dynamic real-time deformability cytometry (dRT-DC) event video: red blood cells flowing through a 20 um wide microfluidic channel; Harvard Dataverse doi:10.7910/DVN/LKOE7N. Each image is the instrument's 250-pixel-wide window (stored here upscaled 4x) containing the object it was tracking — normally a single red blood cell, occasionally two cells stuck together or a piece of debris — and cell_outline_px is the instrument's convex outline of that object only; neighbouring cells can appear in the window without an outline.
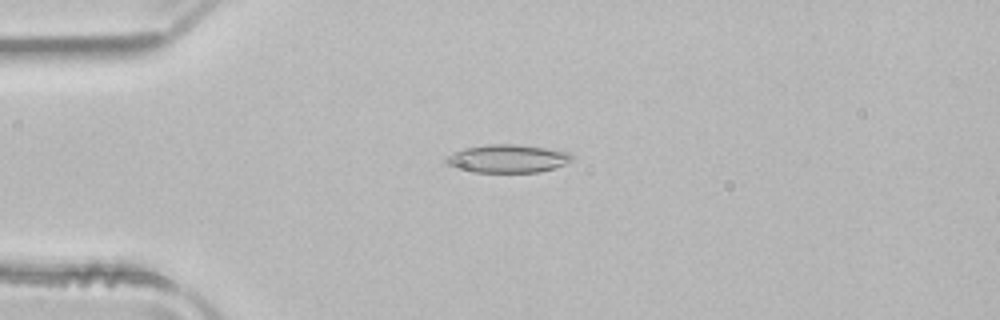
{"species": "common noctule bat (a hibernating species)", "species_latin": "Nyctalus noctula", "temperature_condition": "room temperature", "stored_images_in_passage": 47, "camera_frame_rate_fps": 3000, "um_per_image_px": 0.085, "animal": {"sex": "male", "body_mass_g": 21.5, "forearm_length_mm": 52.0}, "frame": {"image": 1, "passage_image": 8, "time_ms": 2.333, "image_size_px": [1000, 320], "cell_outline_px": [[572, 160], [564, 164], [552, 168], [536, 172], [472, 172], [452, 168], [444, 160], [448, 156], [464, 148], [488, 144], [516, 144], [572, 152]], "centroid_in_image_um": [43.12, 13.48], "position_along_channel_um": 41.9, "area_um2": 20.52}}
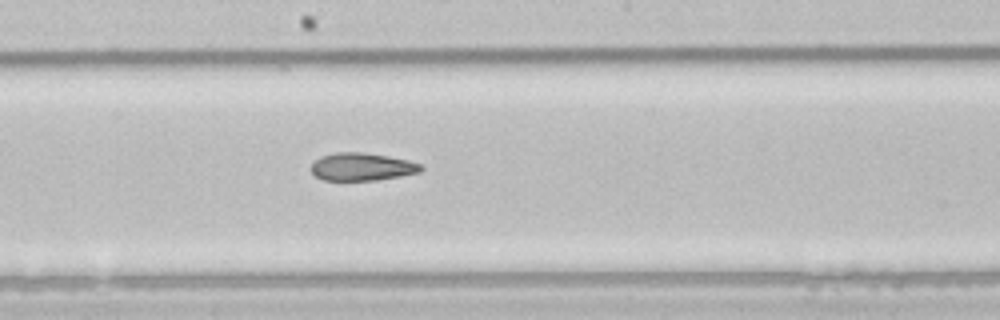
{"frame": {"image": 2, "passage_image": 23, "time_ms": 7.333, "image_size_px": [1000, 320], "cell_outline_px": [[424, 168], [420, 172], [400, 176], [376, 180], [324, 180], [316, 176], [312, 172], [312, 164], [320, 156], [336, 152], [360, 152], [388, 156], [408, 160], [420, 164]], "centroid_in_image_um": [30.77, 14.17], "position_along_channel_um": 217.4, "area_um2": 17.63}}
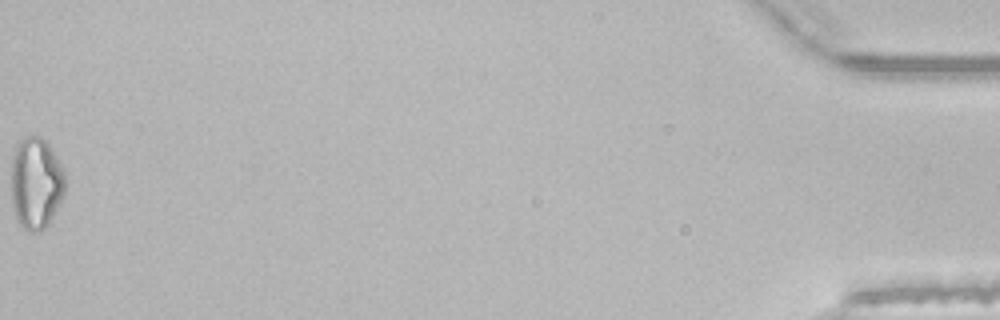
{"frame": {"image": 3, "passage_image": 47, "time_ms": 15.333, "image_size_px": [1000, 320], "cell_outline_px": [[64, 196], [48, 224], [40, 232], [28, 232], [16, 220], [12, 208], [12, 156], [16, 144], [24, 136], [40, 136], [52, 148], [64, 172]], "centroid_in_image_um": [3.04, 15.58], "position_along_channel_um": 432.2, "area_um2": 29.02}, "authors_computed_cell_mechanics": {"area_um2": 19.8832, "velocity_mm_per_s": 3.9793, "shape_relaxation_time_tau1_ms": 8.4834, "shape_relaxation_time_tau2_ms": 4.6477, "deformation_change_tau1": 0.1948, "deformation_change_tau2": 0.144}}